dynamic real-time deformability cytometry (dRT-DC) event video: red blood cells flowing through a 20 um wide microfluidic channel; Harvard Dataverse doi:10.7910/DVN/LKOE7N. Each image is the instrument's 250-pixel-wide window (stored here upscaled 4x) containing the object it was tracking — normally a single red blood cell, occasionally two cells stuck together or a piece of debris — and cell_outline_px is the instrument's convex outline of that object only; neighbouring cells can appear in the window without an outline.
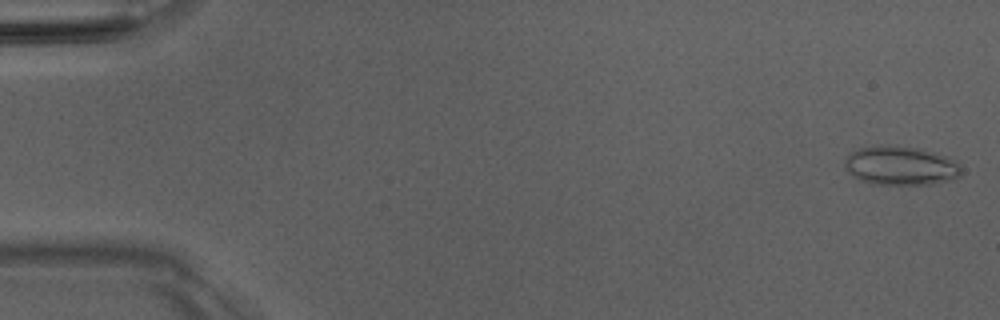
{"species": "Egyptian fruit bat (a non-hibernating species)", "species_latin": "Rousettus aegyptiacus", "temperature_condition": "room temperature", "stored_images_in_passage": 51, "segment_of_instrument_passage": [1, 2], "camera_frame_rate_fps": 3000, "um_per_image_px": 0.085, "animal": {"sex": "male"}, "frame": {"image": 1, "passage_image": 1, "time_ms": 0.0, "image_size_px": [1000, 320], "cell_outline_px": [[960, 176], [952, 180], [932, 184], [872, 184], [860, 180], [848, 172], [844, 164], [844, 160], [848, 152], [860, 148], [880, 144], [920, 148], [936, 152], [948, 156], [960, 164]], "centroid_in_image_um": [76.55, 14.07], "position_along_channel_um": 8.5, "area_um2": 26.88}}
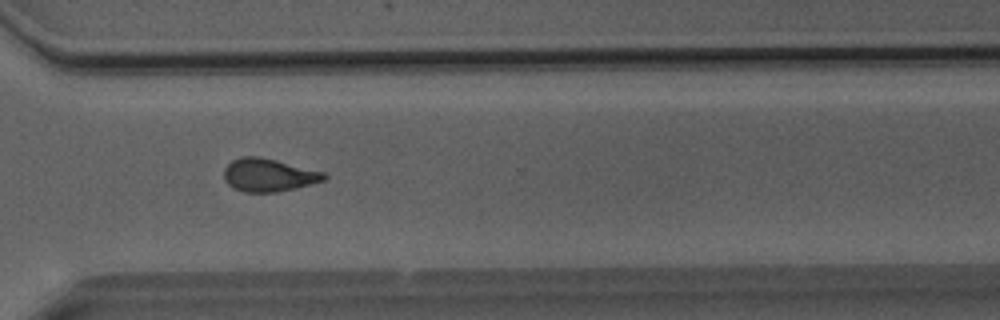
{"frame": {"image": 2, "passage_image": 37, "time_ms": 12.0, "image_size_px": [1000, 320], "cell_outline_px": [[328, 176], [324, 180], [276, 192], [244, 192], [232, 188], [224, 180], [224, 168], [232, 160], [240, 156], [260, 156], [324, 172]], "centroid_in_image_um": [22.77, 14.87], "position_along_channel_um": 347.8, "area_um2": 19.13}}
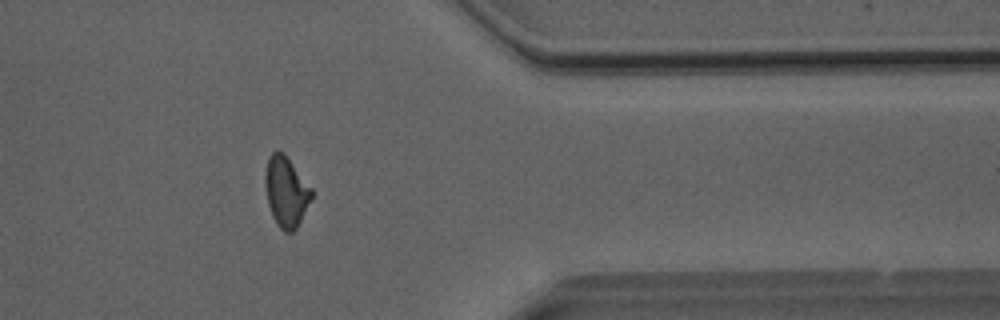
{"frame": {"image": 3, "passage_image": 41, "time_ms": 13.333, "image_size_px": [1000, 320], "cell_outline_px": [[312, 196], [296, 228], [292, 232], [284, 232], [276, 224], [272, 216], [268, 204], [264, 184], [264, 172], [268, 160], [272, 152], [276, 148], [284, 152], [312, 188]], "centroid_in_image_um": [24.29, 16.25], "position_along_channel_um": 387.1, "area_um2": 19.07}}